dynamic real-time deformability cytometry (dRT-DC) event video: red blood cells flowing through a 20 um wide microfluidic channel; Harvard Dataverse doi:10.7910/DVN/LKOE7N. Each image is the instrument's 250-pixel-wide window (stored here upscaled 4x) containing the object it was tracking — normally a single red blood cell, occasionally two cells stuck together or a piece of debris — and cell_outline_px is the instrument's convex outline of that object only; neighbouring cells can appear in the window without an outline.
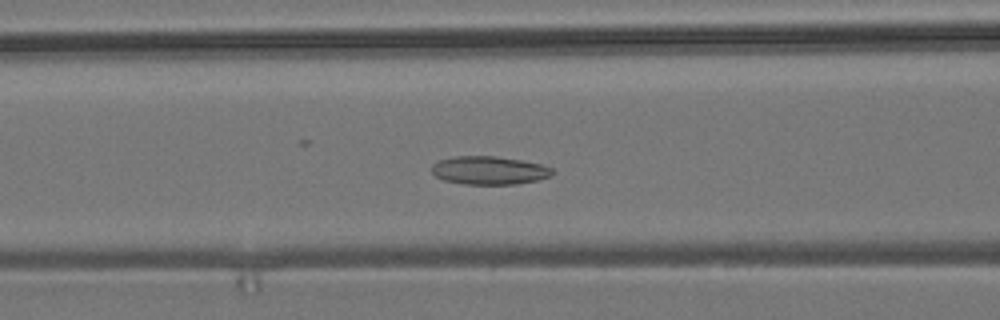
{"species": "common noctule bat (a hibernating species)", "species_latin": "Nyctalus noctula", "temperature_condition": "room temperature", "stored_images_in_passage": 55, "camera_frame_rate_fps": 3000, "um_per_image_px": 0.085, "animal": {"sex": "male", "body_mass_g": 19.2, "forearm_length_mm": 51.8}, "frame": {"image": 1, "passage_image": 22, "time_ms": 7.0, "image_size_px": [1000, 320], "cell_outline_px": [[556, 172], [552, 176], [540, 180], [516, 184], [464, 184], [444, 180], [436, 176], [432, 172], [432, 164], [436, 160], [456, 156], [496, 156], [520, 160], [540, 164], [552, 168]], "centroid_in_image_um": [41.6, 14.48], "position_along_channel_um": 125.0, "area_um2": 20.06}}
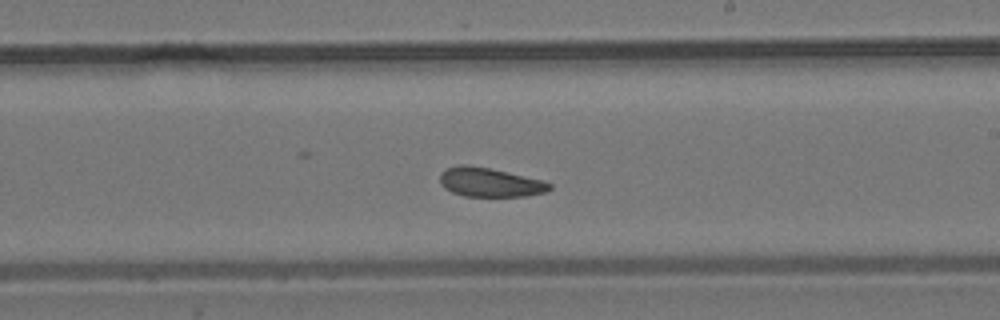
{"frame": {"image": 2, "passage_image": 32, "time_ms": 10.333, "image_size_px": [1000, 320], "cell_outline_px": [[552, 188], [544, 192], [528, 196], [464, 196], [452, 192], [444, 188], [440, 184], [440, 172], [448, 168], [460, 164], [468, 164], [488, 168], [544, 180], [552, 184]], "centroid_in_image_um": [41.63, 15.49], "position_along_channel_um": 247.4, "area_um2": 18.61}}
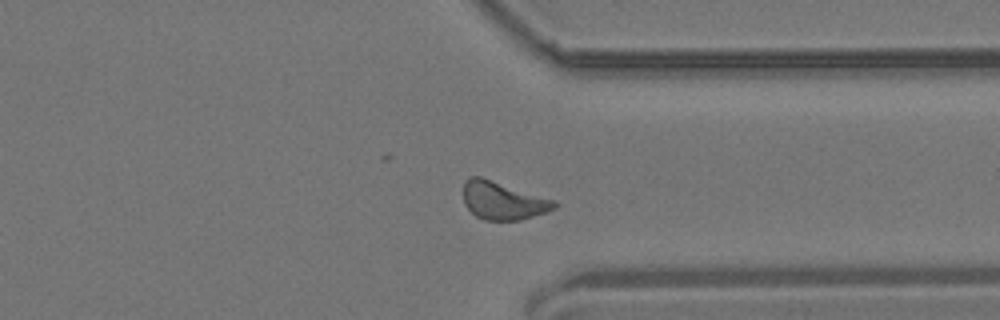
{"frame": {"image": 3, "passage_image": 42, "time_ms": 13.667, "image_size_px": [1000, 320], "cell_outline_px": [[556, 208], [548, 212], [520, 220], [484, 220], [476, 216], [464, 204], [464, 180], [468, 176], [480, 176], [556, 200]], "centroid_in_image_um": [42.75, 17.05], "position_along_channel_um": 368.6, "area_um2": 20.23}, "authors_computed_cell_mechanics": {"area_um2": 19.8254, "velocity_mm_per_s": 3.6747, "shape_relaxation_time_tau1_ms": 6.7093, "shape_relaxation_time_tau2_ms": 4.7521, "deformation_change_tau1": 0.0968, "deformation_change_tau2": 0.1129}}